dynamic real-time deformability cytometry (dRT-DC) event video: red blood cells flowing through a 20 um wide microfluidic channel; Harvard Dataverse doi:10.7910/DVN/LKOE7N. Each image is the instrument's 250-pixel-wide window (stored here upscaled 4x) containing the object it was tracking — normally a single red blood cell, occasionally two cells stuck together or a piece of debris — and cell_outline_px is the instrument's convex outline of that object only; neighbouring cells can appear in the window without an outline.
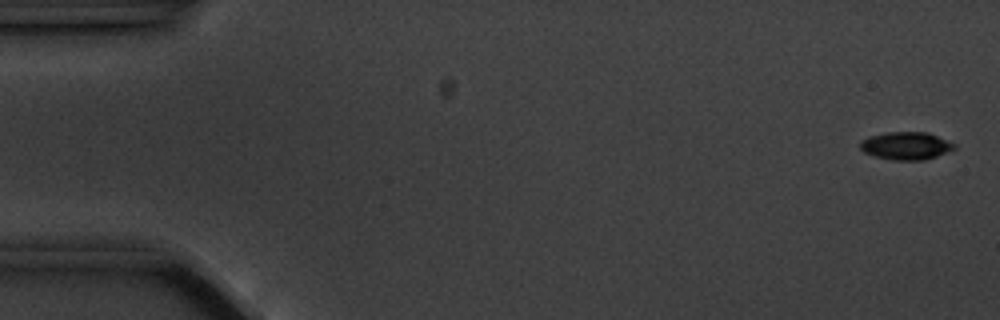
{"species": "common noctule bat (a hibernating species)", "species_latin": "Nyctalus noctula", "temperature_condition": "cold", "stored_images_in_passage": 15, "camera_frame_rate_fps": 3000, "um_per_image_px": 0.085, "animal": {"sex": "male", "body_mass_g": 20.1, "forearm_length_mm": 53.5}, "frame": {"image": 1, "passage_image": 1, "time_ms": 0.0, "image_size_px": [1000, 320], "cell_outline_px": [[956, 148], [936, 156], [924, 160], [896, 160], [876, 156], [864, 152], [860, 148], [860, 140], [868, 136], [888, 132], [928, 132], [956, 144]], "centroid_in_image_um": [77.01, 12.38], "position_along_channel_um": 8.0, "area_um2": 15.14}}
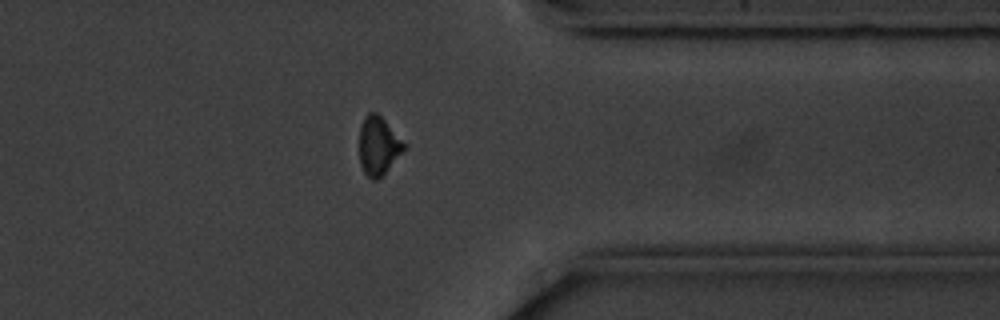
{"frame": {"image": 2, "passage_image": 13, "time_ms": 14.333, "image_size_px": [1000, 320], "cell_outline_px": [[408, 148], [376, 180], [372, 180], [364, 172], [360, 164], [360, 128], [364, 116], [368, 112], [376, 112], [408, 144]], "centroid_in_image_um": [32.2, 12.37], "position_along_channel_um": 379.2, "area_um2": 15.26}}
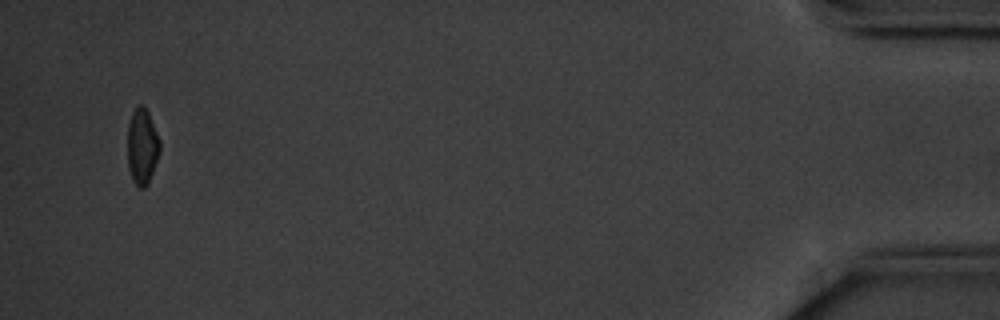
{"frame": {"image": 3, "passage_image": 15, "time_ms": 17.667, "image_size_px": [1000, 320], "cell_outline_px": [[160, 152], [148, 184], [144, 188], [140, 188], [132, 180], [128, 168], [128, 124], [132, 112], [136, 104], [144, 104], [148, 112], [160, 140]], "centroid_in_image_um": [12.08, 12.42], "position_along_channel_um": 423.1, "area_um2": 14.45}, "authors_computed_cell_mechanics": {"area_um2": 15.2592, "velocity_mm_per_s": 3.5436, "shape_relaxation_time_tau1_ms": 1.8138, "shape_relaxation_time_tau2_ms": null, "deformation_change_tau1": 0.1008, "deformation_change_tau2": null}}